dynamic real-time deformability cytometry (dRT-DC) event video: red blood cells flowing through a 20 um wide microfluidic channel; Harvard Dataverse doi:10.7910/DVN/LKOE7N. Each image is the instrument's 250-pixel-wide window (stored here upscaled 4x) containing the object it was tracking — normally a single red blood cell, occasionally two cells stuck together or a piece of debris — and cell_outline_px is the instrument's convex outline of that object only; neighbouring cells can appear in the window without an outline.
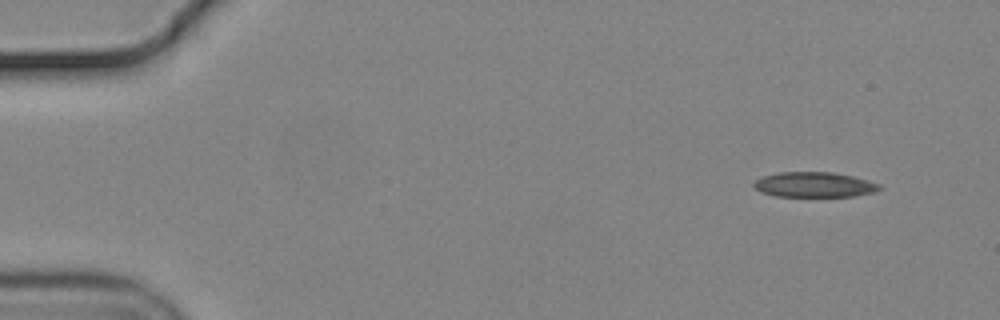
{"species": "common noctule bat (a hibernating species)", "species_latin": "Nyctalus noctula", "temperature_condition": "cold", "stored_images_in_passage": 52, "camera_frame_rate_fps": 3000, "um_per_image_px": 0.085, "animal": {"sex": "male", "body_mass_g": 19.2, "forearm_length_mm": 51.8}, "frame": {"image": 1, "passage_image": 1, "time_ms": 0.0, "image_size_px": [1000, 320], "cell_outline_px": [[884, 188], [876, 192], [852, 196], [776, 196], [760, 192], [752, 184], [756, 180], [764, 176], [780, 172], [832, 172], [852, 176], [868, 180], [880, 184]], "centroid_in_image_um": [69.25, 15.7], "position_along_channel_um": 15.7, "area_um2": 18.38}}
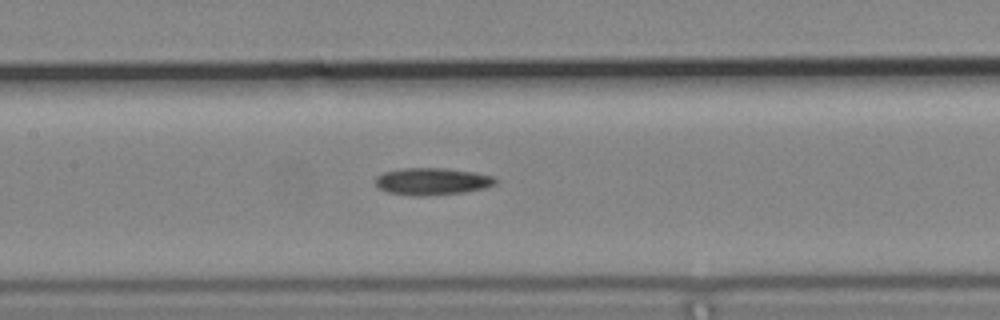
{"frame": {"image": 2, "passage_image": 23, "time_ms": 7.333, "image_size_px": [1000, 320], "cell_outline_px": [[496, 184], [484, 188], [464, 192], [428, 196], [412, 196], [388, 192], [380, 188], [376, 184], [376, 176], [384, 172], [404, 168], [444, 168], [472, 172], [492, 176], [496, 180]], "centroid_in_image_um": [36.72, 15.43], "position_along_channel_um": 170.7, "area_um2": 18.84}}
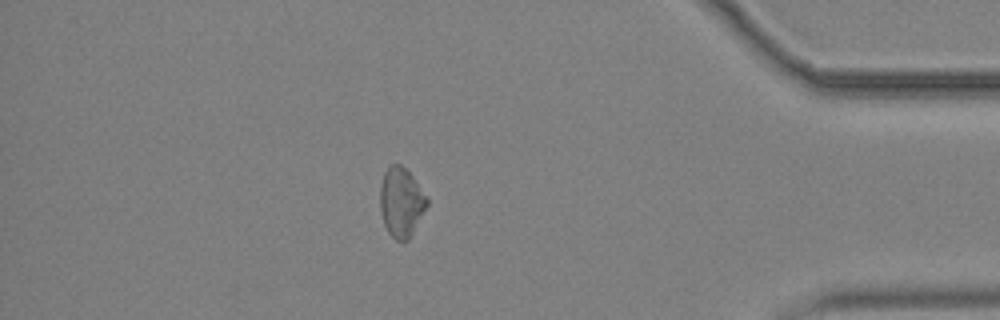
{"frame": {"image": 3, "passage_image": 45, "time_ms": 14.667, "image_size_px": [1000, 320], "cell_outline_px": [[428, 204], [408, 240], [396, 240], [388, 232], [384, 224], [380, 212], [380, 184], [384, 172], [392, 164], [400, 164], [412, 176], [428, 196]], "centroid_in_image_um": [34.09, 17.18], "position_along_channel_um": 401.1, "area_um2": 18.84}}